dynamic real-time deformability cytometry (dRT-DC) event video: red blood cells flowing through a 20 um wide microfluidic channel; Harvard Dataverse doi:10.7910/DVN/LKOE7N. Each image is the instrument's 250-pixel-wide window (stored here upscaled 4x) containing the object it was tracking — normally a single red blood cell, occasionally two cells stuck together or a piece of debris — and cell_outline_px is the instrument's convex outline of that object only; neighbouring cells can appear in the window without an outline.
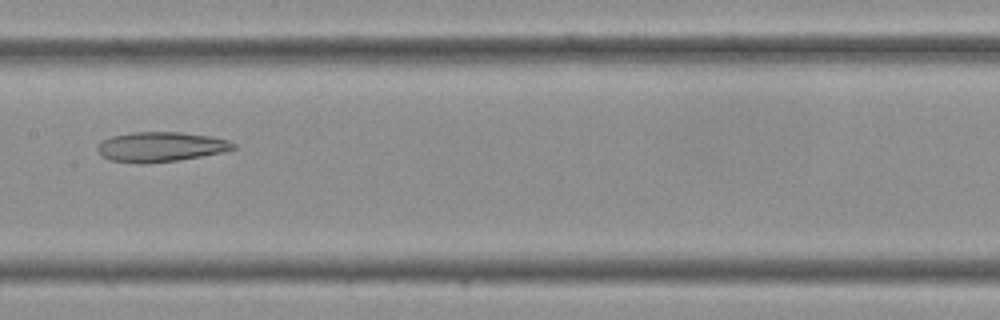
{"species": "Egyptian fruit bat (a non-hibernating species)", "species_latin": "Rousettus aegyptiacus", "temperature_condition": "cold", "stored_images_in_passage": 36, "camera_frame_rate_fps": 3000, "um_per_image_px": 0.085, "frame": {"image": 1, "passage_image": 18, "time_ms": 5.667, "image_size_px": [1000, 320], "cell_outline_px": [[236, 148], [224, 152], [176, 160], [148, 164], [140, 164], [108, 160], [100, 156], [96, 148], [96, 144], [112, 136], [132, 132], [180, 132], [212, 136], [228, 140], [236, 144]], "centroid_in_image_um": [13.62, 12.48], "position_along_channel_um": 193.8, "area_um2": 23.87}}
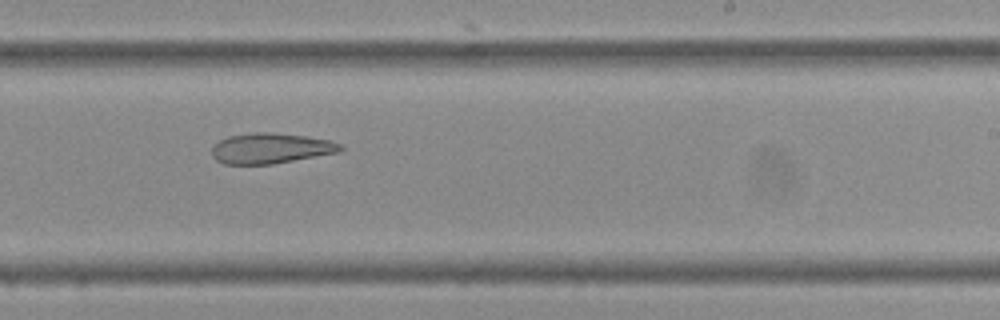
{"frame": {"image": 2, "passage_image": 22, "time_ms": 7.0, "image_size_px": [1000, 320], "cell_outline_px": [[344, 148], [340, 152], [272, 164], [224, 164], [216, 160], [212, 156], [212, 144], [228, 136], [256, 132], [272, 132], [304, 136], [328, 140], [340, 144]], "centroid_in_image_um": [22.98, 12.61], "position_along_channel_um": 266.0, "area_um2": 22.77}}
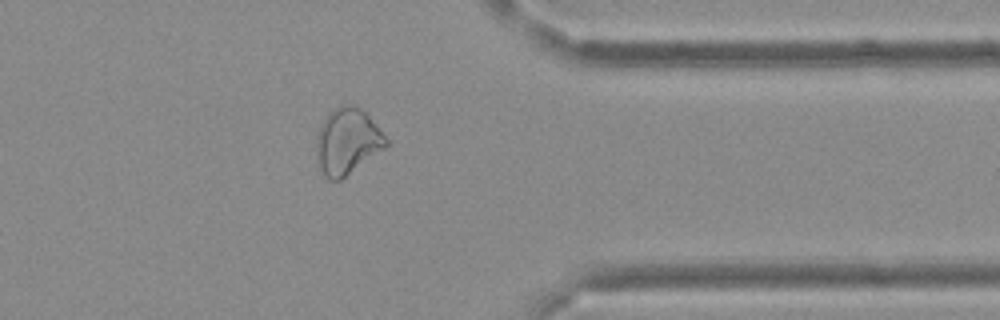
{"frame": {"image": 3, "passage_image": 29, "time_ms": 9.333, "image_size_px": [1000, 320], "cell_outline_px": [[388, 144], [384, 148], [340, 180], [328, 180], [324, 176], [320, 168], [316, 156], [316, 136], [320, 124], [328, 112], [332, 108], [340, 104], [356, 104], [368, 116], [388, 140]], "centroid_in_image_um": [29.47, 11.99], "position_along_channel_um": 381.9, "area_um2": 26.82}}